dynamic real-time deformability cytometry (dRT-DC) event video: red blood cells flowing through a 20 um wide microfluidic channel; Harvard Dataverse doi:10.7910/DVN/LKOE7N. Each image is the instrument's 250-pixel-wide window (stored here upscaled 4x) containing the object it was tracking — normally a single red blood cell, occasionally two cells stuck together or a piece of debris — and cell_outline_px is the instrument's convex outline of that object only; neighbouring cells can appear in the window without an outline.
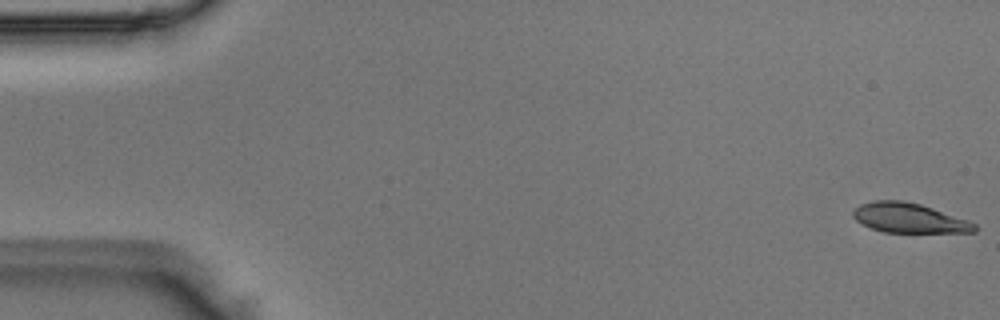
{"species": "Egyptian fruit bat (a non-hibernating species)", "species_latin": "Rousettus aegyptiacus", "temperature_condition": "room temperature", "stored_images_in_passage": 52, "camera_frame_rate_fps": 3000, "um_per_image_px": 0.085, "animal": {"sex": "male"}, "frame": {"image": 1, "passage_image": 1, "time_ms": 0.0, "image_size_px": [1000, 320], "cell_outline_px": [[976, 232], [884, 232], [872, 228], [856, 220], [852, 216], [852, 212], [860, 204], [876, 200], [900, 200], [920, 204], [968, 220], [976, 224]], "centroid_in_image_um": [77.26, 18.53], "position_along_channel_um": 7.7, "area_um2": 20.75}}
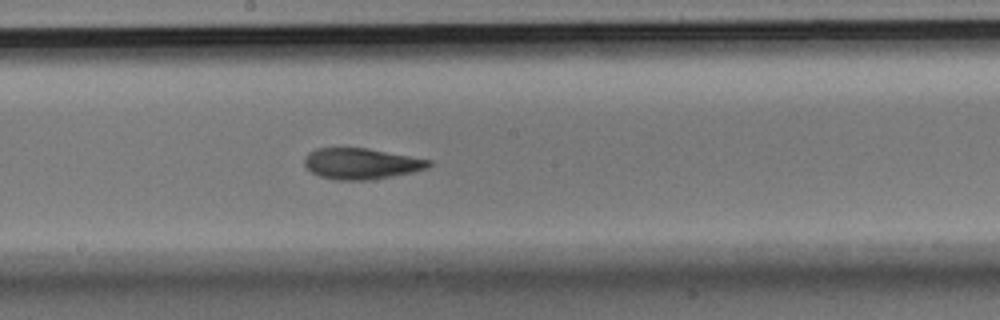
{"frame": {"image": 2, "passage_image": 28, "time_ms": 9.0, "image_size_px": [1000, 320], "cell_outline_px": [[432, 164], [428, 168], [412, 172], [368, 180], [336, 180], [320, 176], [312, 172], [304, 164], [304, 156], [308, 152], [316, 148], [368, 148], [432, 160]], "centroid_in_image_um": [30.7, 13.9], "position_along_channel_um": 217.5, "area_um2": 22.43}}
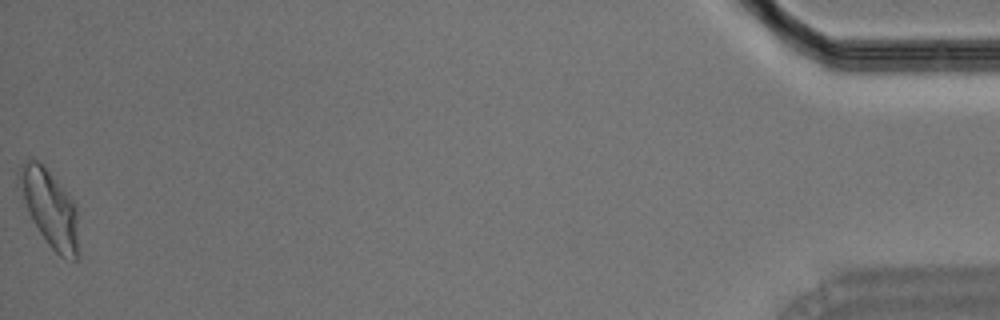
{"frame": {"image": 3, "passage_image": 52, "time_ms": 17.0, "image_size_px": [1000, 320], "cell_outline_px": [[76, 260], [72, 260], [60, 256], [48, 244], [32, 220], [28, 212], [16, 184], [16, 172], [20, 164], [24, 160], [32, 156], [44, 164], [68, 192], [76, 204]], "centroid_in_image_um": [4.14, 17.54], "position_along_channel_um": 431.1, "area_um2": 26.93}}